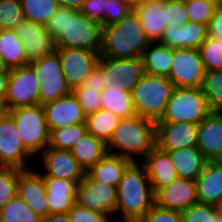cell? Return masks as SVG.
<instances>
[{"instance_id": "obj_1", "label": "cell", "mask_w": 222, "mask_h": 222, "mask_svg": "<svg viewBox=\"0 0 222 222\" xmlns=\"http://www.w3.org/2000/svg\"><path fill=\"white\" fill-rule=\"evenodd\" d=\"M155 204L151 181L145 166L132 161L117 186V222H139Z\"/></svg>"}, {"instance_id": "obj_2", "label": "cell", "mask_w": 222, "mask_h": 222, "mask_svg": "<svg viewBox=\"0 0 222 222\" xmlns=\"http://www.w3.org/2000/svg\"><path fill=\"white\" fill-rule=\"evenodd\" d=\"M151 43L139 18L132 11L121 21L102 27L100 57L119 60L142 58Z\"/></svg>"}, {"instance_id": "obj_3", "label": "cell", "mask_w": 222, "mask_h": 222, "mask_svg": "<svg viewBox=\"0 0 222 222\" xmlns=\"http://www.w3.org/2000/svg\"><path fill=\"white\" fill-rule=\"evenodd\" d=\"M155 147V121L140 115L121 119L107 143L108 154L135 162H141Z\"/></svg>"}, {"instance_id": "obj_4", "label": "cell", "mask_w": 222, "mask_h": 222, "mask_svg": "<svg viewBox=\"0 0 222 222\" xmlns=\"http://www.w3.org/2000/svg\"><path fill=\"white\" fill-rule=\"evenodd\" d=\"M174 89L175 86L168 77L145 73L131 93L137 115L155 122L160 120Z\"/></svg>"}, {"instance_id": "obj_5", "label": "cell", "mask_w": 222, "mask_h": 222, "mask_svg": "<svg viewBox=\"0 0 222 222\" xmlns=\"http://www.w3.org/2000/svg\"><path fill=\"white\" fill-rule=\"evenodd\" d=\"M13 118L24 147L34 156H39L49 145L50 130L43 105L17 107L8 110Z\"/></svg>"}, {"instance_id": "obj_6", "label": "cell", "mask_w": 222, "mask_h": 222, "mask_svg": "<svg viewBox=\"0 0 222 222\" xmlns=\"http://www.w3.org/2000/svg\"><path fill=\"white\" fill-rule=\"evenodd\" d=\"M201 88L175 87L162 118L156 122L199 124L211 113Z\"/></svg>"}, {"instance_id": "obj_7", "label": "cell", "mask_w": 222, "mask_h": 222, "mask_svg": "<svg viewBox=\"0 0 222 222\" xmlns=\"http://www.w3.org/2000/svg\"><path fill=\"white\" fill-rule=\"evenodd\" d=\"M101 37V24L77 9L68 8V25L64 34L56 41V49L100 51Z\"/></svg>"}, {"instance_id": "obj_8", "label": "cell", "mask_w": 222, "mask_h": 222, "mask_svg": "<svg viewBox=\"0 0 222 222\" xmlns=\"http://www.w3.org/2000/svg\"><path fill=\"white\" fill-rule=\"evenodd\" d=\"M39 86L30 64L9 69L5 104L8 110L39 104Z\"/></svg>"}, {"instance_id": "obj_9", "label": "cell", "mask_w": 222, "mask_h": 222, "mask_svg": "<svg viewBox=\"0 0 222 222\" xmlns=\"http://www.w3.org/2000/svg\"><path fill=\"white\" fill-rule=\"evenodd\" d=\"M31 157L33 158L31 159ZM34 158L35 157L24 147L13 118L8 113L1 116L0 166L17 167L22 170H27L34 168V166L31 167L29 163Z\"/></svg>"}, {"instance_id": "obj_10", "label": "cell", "mask_w": 222, "mask_h": 222, "mask_svg": "<svg viewBox=\"0 0 222 222\" xmlns=\"http://www.w3.org/2000/svg\"><path fill=\"white\" fill-rule=\"evenodd\" d=\"M102 60V80L105 88L117 87L132 93L133 88L145 74L141 58L119 60L100 57Z\"/></svg>"}, {"instance_id": "obj_11", "label": "cell", "mask_w": 222, "mask_h": 222, "mask_svg": "<svg viewBox=\"0 0 222 222\" xmlns=\"http://www.w3.org/2000/svg\"><path fill=\"white\" fill-rule=\"evenodd\" d=\"M172 61L168 78L175 87H201L205 69L199 49H173Z\"/></svg>"}, {"instance_id": "obj_12", "label": "cell", "mask_w": 222, "mask_h": 222, "mask_svg": "<svg viewBox=\"0 0 222 222\" xmlns=\"http://www.w3.org/2000/svg\"><path fill=\"white\" fill-rule=\"evenodd\" d=\"M76 203L100 213L115 215L117 188L92 180L87 174L77 186Z\"/></svg>"}, {"instance_id": "obj_13", "label": "cell", "mask_w": 222, "mask_h": 222, "mask_svg": "<svg viewBox=\"0 0 222 222\" xmlns=\"http://www.w3.org/2000/svg\"><path fill=\"white\" fill-rule=\"evenodd\" d=\"M60 57L62 72L68 87L72 90L81 86L97 67L99 51L85 49H56Z\"/></svg>"}, {"instance_id": "obj_14", "label": "cell", "mask_w": 222, "mask_h": 222, "mask_svg": "<svg viewBox=\"0 0 222 222\" xmlns=\"http://www.w3.org/2000/svg\"><path fill=\"white\" fill-rule=\"evenodd\" d=\"M14 30L25 48L29 63L56 51V41L47 31L46 25L26 19L17 24Z\"/></svg>"}, {"instance_id": "obj_15", "label": "cell", "mask_w": 222, "mask_h": 222, "mask_svg": "<svg viewBox=\"0 0 222 222\" xmlns=\"http://www.w3.org/2000/svg\"><path fill=\"white\" fill-rule=\"evenodd\" d=\"M42 159L43 171L38 172L43 177H54L65 180L81 181L86 171L68 150L47 147L39 156Z\"/></svg>"}, {"instance_id": "obj_16", "label": "cell", "mask_w": 222, "mask_h": 222, "mask_svg": "<svg viewBox=\"0 0 222 222\" xmlns=\"http://www.w3.org/2000/svg\"><path fill=\"white\" fill-rule=\"evenodd\" d=\"M156 146L165 152L197 146L198 124L155 122Z\"/></svg>"}, {"instance_id": "obj_17", "label": "cell", "mask_w": 222, "mask_h": 222, "mask_svg": "<svg viewBox=\"0 0 222 222\" xmlns=\"http://www.w3.org/2000/svg\"><path fill=\"white\" fill-rule=\"evenodd\" d=\"M35 169L20 173L17 195L41 218L49 215L46 198V185L43 176Z\"/></svg>"}, {"instance_id": "obj_18", "label": "cell", "mask_w": 222, "mask_h": 222, "mask_svg": "<svg viewBox=\"0 0 222 222\" xmlns=\"http://www.w3.org/2000/svg\"><path fill=\"white\" fill-rule=\"evenodd\" d=\"M49 130L85 123L86 115L74 94L43 105Z\"/></svg>"}, {"instance_id": "obj_19", "label": "cell", "mask_w": 222, "mask_h": 222, "mask_svg": "<svg viewBox=\"0 0 222 222\" xmlns=\"http://www.w3.org/2000/svg\"><path fill=\"white\" fill-rule=\"evenodd\" d=\"M155 204L161 208L184 211L198 202L195 180L176 179L154 193Z\"/></svg>"}, {"instance_id": "obj_20", "label": "cell", "mask_w": 222, "mask_h": 222, "mask_svg": "<svg viewBox=\"0 0 222 222\" xmlns=\"http://www.w3.org/2000/svg\"><path fill=\"white\" fill-rule=\"evenodd\" d=\"M207 37V25L187 21L180 27H167L158 42L171 49H199Z\"/></svg>"}, {"instance_id": "obj_21", "label": "cell", "mask_w": 222, "mask_h": 222, "mask_svg": "<svg viewBox=\"0 0 222 222\" xmlns=\"http://www.w3.org/2000/svg\"><path fill=\"white\" fill-rule=\"evenodd\" d=\"M208 161L222 160V116L211 112L198 124L197 146Z\"/></svg>"}, {"instance_id": "obj_22", "label": "cell", "mask_w": 222, "mask_h": 222, "mask_svg": "<svg viewBox=\"0 0 222 222\" xmlns=\"http://www.w3.org/2000/svg\"><path fill=\"white\" fill-rule=\"evenodd\" d=\"M195 184L198 203L222 208V160L207 161Z\"/></svg>"}, {"instance_id": "obj_23", "label": "cell", "mask_w": 222, "mask_h": 222, "mask_svg": "<svg viewBox=\"0 0 222 222\" xmlns=\"http://www.w3.org/2000/svg\"><path fill=\"white\" fill-rule=\"evenodd\" d=\"M133 12L139 18L149 40L159 41L167 28L165 0H143L133 6Z\"/></svg>"}, {"instance_id": "obj_24", "label": "cell", "mask_w": 222, "mask_h": 222, "mask_svg": "<svg viewBox=\"0 0 222 222\" xmlns=\"http://www.w3.org/2000/svg\"><path fill=\"white\" fill-rule=\"evenodd\" d=\"M141 163L145 166L154 193L178 179L169 154L157 146L141 160Z\"/></svg>"}, {"instance_id": "obj_25", "label": "cell", "mask_w": 222, "mask_h": 222, "mask_svg": "<svg viewBox=\"0 0 222 222\" xmlns=\"http://www.w3.org/2000/svg\"><path fill=\"white\" fill-rule=\"evenodd\" d=\"M49 214L67 213L76 200L77 186L81 181L43 177Z\"/></svg>"}, {"instance_id": "obj_26", "label": "cell", "mask_w": 222, "mask_h": 222, "mask_svg": "<svg viewBox=\"0 0 222 222\" xmlns=\"http://www.w3.org/2000/svg\"><path fill=\"white\" fill-rule=\"evenodd\" d=\"M167 153L180 179L196 180L208 161L196 146L168 151Z\"/></svg>"}, {"instance_id": "obj_27", "label": "cell", "mask_w": 222, "mask_h": 222, "mask_svg": "<svg viewBox=\"0 0 222 222\" xmlns=\"http://www.w3.org/2000/svg\"><path fill=\"white\" fill-rule=\"evenodd\" d=\"M131 162L128 158L107 154L95 165H92L86 174L92 180L104 182L117 188L125 169Z\"/></svg>"}, {"instance_id": "obj_28", "label": "cell", "mask_w": 222, "mask_h": 222, "mask_svg": "<svg viewBox=\"0 0 222 222\" xmlns=\"http://www.w3.org/2000/svg\"><path fill=\"white\" fill-rule=\"evenodd\" d=\"M141 59L146 74L168 77L173 64V49L158 41L151 42Z\"/></svg>"}, {"instance_id": "obj_29", "label": "cell", "mask_w": 222, "mask_h": 222, "mask_svg": "<svg viewBox=\"0 0 222 222\" xmlns=\"http://www.w3.org/2000/svg\"><path fill=\"white\" fill-rule=\"evenodd\" d=\"M70 152L85 171L108 154L107 144L89 133L80 139Z\"/></svg>"}, {"instance_id": "obj_30", "label": "cell", "mask_w": 222, "mask_h": 222, "mask_svg": "<svg viewBox=\"0 0 222 222\" xmlns=\"http://www.w3.org/2000/svg\"><path fill=\"white\" fill-rule=\"evenodd\" d=\"M0 58L9 69L29 64L25 48L14 29L0 30Z\"/></svg>"}, {"instance_id": "obj_31", "label": "cell", "mask_w": 222, "mask_h": 222, "mask_svg": "<svg viewBox=\"0 0 222 222\" xmlns=\"http://www.w3.org/2000/svg\"><path fill=\"white\" fill-rule=\"evenodd\" d=\"M101 109L113 112L120 119L137 115L131 93L123 92L117 87L104 88L100 96Z\"/></svg>"}, {"instance_id": "obj_32", "label": "cell", "mask_w": 222, "mask_h": 222, "mask_svg": "<svg viewBox=\"0 0 222 222\" xmlns=\"http://www.w3.org/2000/svg\"><path fill=\"white\" fill-rule=\"evenodd\" d=\"M120 120L113 112L100 109L86 116L85 123L89 134L103 140L107 144Z\"/></svg>"}, {"instance_id": "obj_33", "label": "cell", "mask_w": 222, "mask_h": 222, "mask_svg": "<svg viewBox=\"0 0 222 222\" xmlns=\"http://www.w3.org/2000/svg\"><path fill=\"white\" fill-rule=\"evenodd\" d=\"M88 133L86 123H79L72 126H65L50 131L48 147L68 150Z\"/></svg>"}, {"instance_id": "obj_34", "label": "cell", "mask_w": 222, "mask_h": 222, "mask_svg": "<svg viewBox=\"0 0 222 222\" xmlns=\"http://www.w3.org/2000/svg\"><path fill=\"white\" fill-rule=\"evenodd\" d=\"M0 222H42V218L16 195L0 209Z\"/></svg>"}, {"instance_id": "obj_35", "label": "cell", "mask_w": 222, "mask_h": 222, "mask_svg": "<svg viewBox=\"0 0 222 222\" xmlns=\"http://www.w3.org/2000/svg\"><path fill=\"white\" fill-rule=\"evenodd\" d=\"M27 20L46 25L60 7L57 0H20Z\"/></svg>"}, {"instance_id": "obj_36", "label": "cell", "mask_w": 222, "mask_h": 222, "mask_svg": "<svg viewBox=\"0 0 222 222\" xmlns=\"http://www.w3.org/2000/svg\"><path fill=\"white\" fill-rule=\"evenodd\" d=\"M201 90L212 112L222 110V70L205 71Z\"/></svg>"}, {"instance_id": "obj_37", "label": "cell", "mask_w": 222, "mask_h": 222, "mask_svg": "<svg viewBox=\"0 0 222 222\" xmlns=\"http://www.w3.org/2000/svg\"><path fill=\"white\" fill-rule=\"evenodd\" d=\"M183 222H222V208L195 203L181 212Z\"/></svg>"}, {"instance_id": "obj_38", "label": "cell", "mask_w": 222, "mask_h": 222, "mask_svg": "<svg viewBox=\"0 0 222 222\" xmlns=\"http://www.w3.org/2000/svg\"><path fill=\"white\" fill-rule=\"evenodd\" d=\"M205 71L222 70V40L208 36L199 47Z\"/></svg>"}, {"instance_id": "obj_39", "label": "cell", "mask_w": 222, "mask_h": 222, "mask_svg": "<svg viewBox=\"0 0 222 222\" xmlns=\"http://www.w3.org/2000/svg\"><path fill=\"white\" fill-rule=\"evenodd\" d=\"M71 92L64 77L44 78L39 86V104L44 105L55 101Z\"/></svg>"}, {"instance_id": "obj_40", "label": "cell", "mask_w": 222, "mask_h": 222, "mask_svg": "<svg viewBox=\"0 0 222 222\" xmlns=\"http://www.w3.org/2000/svg\"><path fill=\"white\" fill-rule=\"evenodd\" d=\"M17 167L0 166V209L17 195L20 173Z\"/></svg>"}, {"instance_id": "obj_41", "label": "cell", "mask_w": 222, "mask_h": 222, "mask_svg": "<svg viewBox=\"0 0 222 222\" xmlns=\"http://www.w3.org/2000/svg\"><path fill=\"white\" fill-rule=\"evenodd\" d=\"M25 20L20 0H0V30L15 29Z\"/></svg>"}, {"instance_id": "obj_42", "label": "cell", "mask_w": 222, "mask_h": 222, "mask_svg": "<svg viewBox=\"0 0 222 222\" xmlns=\"http://www.w3.org/2000/svg\"><path fill=\"white\" fill-rule=\"evenodd\" d=\"M29 64L33 67L40 83L44 81V78L64 77L57 51Z\"/></svg>"}, {"instance_id": "obj_43", "label": "cell", "mask_w": 222, "mask_h": 222, "mask_svg": "<svg viewBox=\"0 0 222 222\" xmlns=\"http://www.w3.org/2000/svg\"><path fill=\"white\" fill-rule=\"evenodd\" d=\"M188 19L191 22L209 24L217 9L209 0H185Z\"/></svg>"}, {"instance_id": "obj_44", "label": "cell", "mask_w": 222, "mask_h": 222, "mask_svg": "<svg viewBox=\"0 0 222 222\" xmlns=\"http://www.w3.org/2000/svg\"><path fill=\"white\" fill-rule=\"evenodd\" d=\"M72 93L81 105L86 116L95 113L101 109V91H99V88L77 87L72 90Z\"/></svg>"}, {"instance_id": "obj_45", "label": "cell", "mask_w": 222, "mask_h": 222, "mask_svg": "<svg viewBox=\"0 0 222 222\" xmlns=\"http://www.w3.org/2000/svg\"><path fill=\"white\" fill-rule=\"evenodd\" d=\"M133 11V7L123 0H105L103 27L121 21Z\"/></svg>"}, {"instance_id": "obj_46", "label": "cell", "mask_w": 222, "mask_h": 222, "mask_svg": "<svg viewBox=\"0 0 222 222\" xmlns=\"http://www.w3.org/2000/svg\"><path fill=\"white\" fill-rule=\"evenodd\" d=\"M165 16L167 27H180L189 21L185 0H165Z\"/></svg>"}, {"instance_id": "obj_47", "label": "cell", "mask_w": 222, "mask_h": 222, "mask_svg": "<svg viewBox=\"0 0 222 222\" xmlns=\"http://www.w3.org/2000/svg\"><path fill=\"white\" fill-rule=\"evenodd\" d=\"M71 222H112L114 218L109 214L100 213L74 203L67 212Z\"/></svg>"}, {"instance_id": "obj_48", "label": "cell", "mask_w": 222, "mask_h": 222, "mask_svg": "<svg viewBox=\"0 0 222 222\" xmlns=\"http://www.w3.org/2000/svg\"><path fill=\"white\" fill-rule=\"evenodd\" d=\"M139 222H183V216L180 211L164 209L154 204Z\"/></svg>"}, {"instance_id": "obj_49", "label": "cell", "mask_w": 222, "mask_h": 222, "mask_svg": "<svg viewBox=\"0 0 222 222\" xmlns=\"http://www.w3.org/2000/svg\"><path fill=\"white\" fill-rule=\"evenodd\" d=\"M68 25V7H59L56 13L51 17V19L46 24V29L57 41L60 36L64 34Z\"/></svg>"}, {"instance_id": "obj_50", "label": "cell", "mask_w": 222, "mask_h": 222, "mask_svg": "<svg viewBox=\"0 0 222 222\" xmlns=\"http://www.w3.org/2000/svg\"><path fill=\"white\" fill-rule=\"evenodd\" d=\"M79 11L89 19L98 22L103 27L105 0H85Z\"/></svg>"}, {"instance_id": "obj_51", "label": "cell", "mask_w": 222, "mask_h": 222, "mask_svg": "<svg viewBox=\"0 0 222 222\" xmlns=\"http://www.w3.org/2000/svg\"><path fill=\"white\" fill-rule=\"evenodd\" d=\"M79 87H93L99 88L102 91L105 86L102 80V60L99 59L97 67L90 73V75L84 80L83 84Z\"/></svg>"}, {"instance_id": "obj_52", "label": "cell", "mask_w": 222, "mask_h": 222, "mask_svg": "<svg viewBox=\"0 0 222 222\" xmlns=\"http://www.w3.org/2000/svg\"><path fill=\"white\" fill-rule=\"evenodd\" d=\"M207 28L208 36L222 40V7L215 10Z\"/></svg>"}, {"instance_id": "obj_53", "label": "cell", "mask_w": 222, "mask_h": 222, "mask_svg": "<svg viewBox=\"0 0 222 222\" xmlns=\"http://www.w3.org/2000/svg\"><path fill=\"white\" fill-rule=\"evenodd\" d=\"M42 222H71L67 213L49 214L42 218Z\"/></svg>"}, {"instance_id": "obj_54", "label": "cell", "mask_w": 222, "mask_h": 222, "mask_svg": "<svg viewBox=\"0 0 222 222\" xmlns=\"http://www.w3.org/2000/svg\"><path fill=\"white\" fill-rule=\"evenodd\" d=\"M61 7H68L72 9H81L85 0H57Z\"/></svg>"}, {"instance_id": "obj_55", "label": "cell", "mask_w": 222, "mask_h": 222, "mask_svg": "<svg viewBox=\"0 0 222 222\" xmlns=\"http://www.w3.org/2000/svg\"><path fill=\"white\" fill-rule=\"evenodd\" d=\"M9 75H0V96H6Z\"/></svg>"}, {"instance_id": "obj_56", "label": "cell", "mask_w": 222, "mask_h": 222, "mask_svg": "<svg viewBox=\"0 0 222 222\" xmlns=\"http://www.w3.org/2000/svg\"><path fill=\"white\" fill-rule=\"evenodd\" d=\"M8 113V109L5 104V96H0V117Z\"/></svg>"}, {"instance_id": "obj_57", "label": "cell", "mask_w": 222, "mask_h": 222, "mask_svg": "<svg viewBox=\"0 0 222 222\" xmlns=\"http://www.w3.org/2000/svg\"><path fill=\"white\" fill-rule=\"evenodd\" d=\"M0 75H9V68L5 65L4 61L0 58Z\"/></svg>"}, {"instance_id": "obj_58", "label": "cell", "mask_w": 222, "mask_h": 222, "mask_svg": "<svg viewBox=\"0 0 222 222\" xmlns=\"http://www.w3.org/2000/svg\"><path fill=\"white\" fill-rule=\"evenodd\" d=\"M216 8L222 7V0H209Z\"/></svg>"}, {"instance_id": "obj_59", "label": "cell", "mask_w": 222, "mask_h": 222, "mask_svg": "<svg viewBox=\"0 0 222 222\" xmlns=\"http://www.w3.org/2000/svg\"><path fill=\"white\" fill-rule=\"evenodd\" d=\"M127 3H129L132 7L135 6L136 4H138L139 2L143 1V0H123Z\"/></svg>"}]
</instances>
